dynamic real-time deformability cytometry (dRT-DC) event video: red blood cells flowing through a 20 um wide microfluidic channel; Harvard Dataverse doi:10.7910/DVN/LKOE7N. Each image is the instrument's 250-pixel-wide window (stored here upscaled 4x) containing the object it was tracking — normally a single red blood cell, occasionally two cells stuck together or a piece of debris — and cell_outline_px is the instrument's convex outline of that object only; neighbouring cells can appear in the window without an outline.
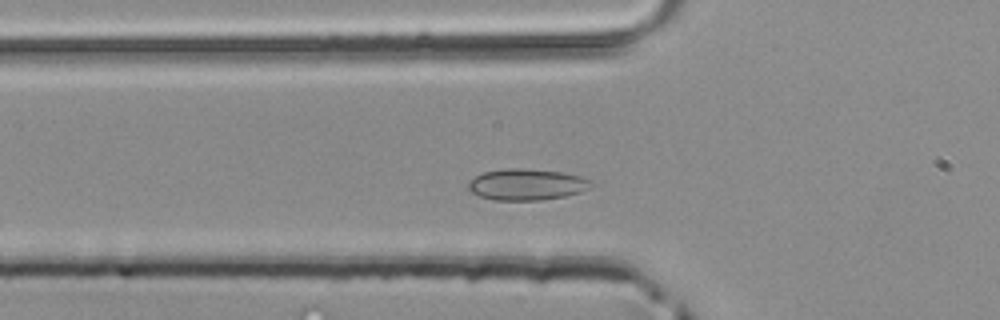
{"species": "common noctule bat (a hibernating species)", "species_latin": "Nyctalus noctula", "temperature_condition": "room temperature", "stored_images_in_passage": 38, "camera_frame_rate_fps": 3000, "um_per_image_px": 0.085, "animal": {"sex": "male", "body_mass_g": 20.4}, "frame": {"image": 1, "passage_image": 7, "time_ms": 2.0, "image_size_px": [1000, 320], "cell_outline_px": [[592, 184], [588, 188], [580, 192], [564, 196], [540, 200], [492, 200], [480, 196], [472, 192], [468, 188], [468, 184], [476, 176], [484, 172], [504, 168], [524, 168], [564, 172], [580, 176], [592, 180]], "centroid_in_image_um": [44.78, 15.67], "position_along_channel_um": 81.0, "area_um2": 22.37}}
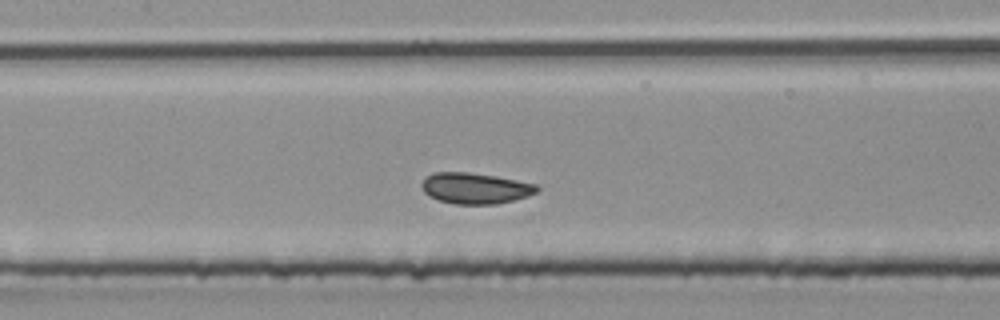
{"frame": {"image": 2, "passage_image": 13, "time_ms": 4.0, "image_size_px": [1000, 320], "cell_outline_px": [[540, 188], [536, 192], [528, 196], [496, 204], [452, 204], [428, 196], [424, 192], [420, 184], [424, 176], [432, 172], [468, 172], [496, 176], [536, 184]], "centroid_in_image_um": [40.34, 15.99], "position_along_channel_um": 167.1, "area_um2": 20.92}}
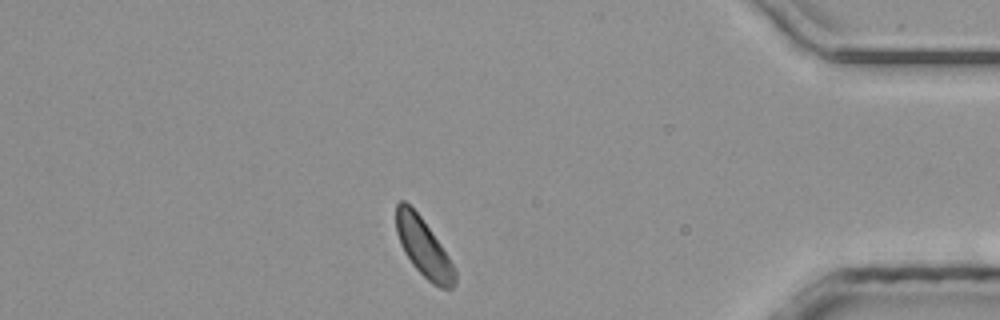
{"frame": {"image": 3, "passage_image": 32, "time_ms": 10.333, "image_size_px": [1000, 320], "cell_outline_px": [[456, 284], [452, 288], [440, 288], [432, 284], [412, 264], [404, 252], [400, 244], [396, 232], [396, 204], [400, 200], [404, 200], [420, 216], [440, 244], [456, 268]], "centroid_in_image_um": [36.01, 21.06], "position_along_channel_um": 399.2, "area_um2": 19.83}}